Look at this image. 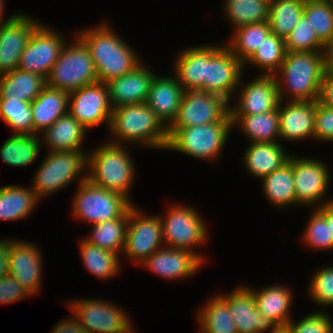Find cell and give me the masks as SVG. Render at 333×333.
<instances>
[{
    "instance_id": "41",
    "label": "cell",
    "mask_w": 333,
    "mask_h": 333,
    "mask_svg": "<svg viewBox=\"0 0 333 333\" xmlns=\"http://www.w3.org/2000/svg\"><path fill=\"white\" fill-rule=\"evenodd\" d=\"M286 53L285 39L270 32L244 66L257 67L259 75H274L282 65Z\"/></svg>"
},
{
    "instance_id": "56",
    "label": "cell",
    "mask_w": 333,
    "mask_h": 333,
    "mask_svg": "<svg viewBox=\"0 0 333 333\" xmlns=\"http://www.w3.org/2000/svg\"><path fill=\"white\" fill-rule=\"evenodd\" d=\"M275 333H287L286 330L284 328H280L277 332Z\"/></svg>"
},
{
    "instance_id": "42",
    "label": "cell",
    "mask_w": 333,
    "mask_h": 333,
    "mask_svg": "<svg viewBox=\"0 0 333 333\" xmlns=\"http://www.w3.org/2000/svg\"><path fill=\"white\" fill-rule=\"evenodd\" d=\"M31 103L0 98V119L11 127L14 134H34Z\"/></svg>"
},
{
    "instance_id": "50",
    "label": "cell",
    "mask_w": 333,
    "mask_h": 333,
    "mask_svg": "<svg viewBox=\"0 0 333 333\" xmlns=\"http://www.w3.org/2000/svg\"><path fill=\"white\" fill-rule=\"evenodd\" d=\"M318 102L333 107V73L325 72L320 86Z\"/></svg>"
},
{
    "instance_id": "48",
    "label": "cell",
    "mask_w": 333,
    "mask_h": 333,
    "mask_svg": "<svg viewBox=\"0 0 333 333\" xmlns=\"http://www.w3.org/2000/svg\"><path fill=\"white\" fill-rule=\"evenodd\" d=\"M314 139L333 142V107L316 101Z\"/></svg>"
},
{
    "instance_id": "31",
    "label": "cell",
    "mask_w": 333,
    "mask_h": 333,
    "mask_svg": "<svg viewBox=\"0 0 333 333\" xmlns=\"http://www.w3.org/2000/svg\"><path fill=\"white\" fill-rule=\"evenodd\" d=\"M38 203H41L40 199L30 186L0 187V221L26 220Z\"/></svg>"
},
{
    "instance_id": "45",
    "label": "cell",
    "mask_w": 333,
    "mask_h": 333,
    "mask_svg": "<svg viewBox=\"0 0 333 333\" xmlns=\"http://www.w3.org/2000/svg\"><path fill=\"white\" fill-rule=\"evenodd\" d=\"M287 52L323 51L324 44L318 39L309 20L302 15L298 24L285 38Z\"/></svg>"
},
{
    "instance_id": "53",
    "label": "cell",
    "mask_w": 333,
    "mask_h": 333,
    "mask_svg": "<svg viewBox=\"0 0 333 333\" xmlns=\"http://www.w3.org/2000/svg\"><path fill=\"white\" fill-rule=\"evenodd\" d=\"M323 55L325 72L333 73V39L324 45Z\"/></svg>"
},
{
    "instance_id": "20",
    "label": "cell",
    "mask_w": 333,
    "mask_h": 333,
    "mask_svg": "<svg viewBox=\"0 0 333 333\" xmlns=\"http://www.w3.org/2000/svg\"><path fill=\"white\" fill-rule=\"evenodd\" d=\"M40 23L28 14L17 12L9 21L0 24V75L17 69L20 56Z\"/></svg>"
},
{
    "instance_id": "5",
    "label": "cell",
    "mask_w": 333,
    "mask_h": 333,
    "mask_svg": "<svg viewBox=\"0 0 333 333\" xmlns=\"http://www.w3.org/2000/svg\"><path fill=\"white\" fill-rule=\"evenodd\" d=\"M233 130L232 121L191 127H168L166 150L180 152L203 161L217 160Z\"/></svg>"
},
{
    "instance_id": "33",
    "label": "cell",
    "mask_w": 333,
    "mask_h": 333,
    "mask_svg": "<svg viewBox=\"0 0 333 333\" xmlns=\"http://www.w3.org/2000/svg\"><path fill=\"white\" fill-rule=\"evenodd\" d=\"M46 86V79L38 74L14 69L0 75V98L32 103Z\"/></svg>"
},
{
    "instance_id": "46",
    "label": "cell",
    "mask_w": 333,
    "mask_h": 333,
    "mask_svg": "<svg viewBox=\"0 0 333 333\" xmlns=\"http://www.w3.org/2000/svg\"><path fill=\"white\" fill-rule=\"evenodd\" d=\"M314 272L308 283L309 298L322 308L333 307V266H322Z\"/></svg>"
},
{
    "instance_id": "54",
    "label": "cell",
    "mask_w": 333,
    "mask_h": 333,
    "mask_svg": "<svg viewBox=\"0 0 333 333\" xmlns=\"http://www.w3.org/2000/svg\"><path fill=\"white\" fill-rule=\"evenodd\" d=\"M316 209L326 218L327 224L330 226V231L333 236V201Z\"/></svg>"
},
{
    "instance_id": "27",
    "label": "cell",
    "mask_w": 333,
    "mask_h": 333,
    "mask_svg": "<svg viewBox=\"0 0 333 333\" xmlns=\"http://www.w3.org/2000/svg\"><path fill=\"white\" fill-rule=\"evenodd\" d=\"M87 129L69 112L57 119L40 134L41 141L47 146V152L85 151L82 149Z\"/></svg>"
},
{
    "instance_id": "13",
    "label": "cell",
    "mask_w": 333,
    "mask_h": 333,
    "mask_svg": "<svg viewBox=\"0 0 333 333\" xmlns=\"http://www.w3.org/2000/svg\"><path fill=\"white\" fill-rule=\"evenodd\" d=\"M245 68L225 43L207 44V79L204 80L203 91L218 94L230 102Z\"/></svg>"
},
{
    "instance_id": "16",
    "label": "cell",
    "mask_w": 333,
    "mask_h": 333,
    "mask_svg": "<svg viewBox=\"0 0 333 333\" xmlns=\"http://www.w3.org/2000/svg\"><path fill=\"white\" fill-rule=\"evenodd\" d=\"M113 107L106 83L95 82L69 93L68 112L87 130L110 126Z\"/></svg>"
},
{
    "instance_id": "2",
    "label": "cell",
    "mask_w": 333,
    "mask_h": 333,
    "mask_svg": "<svg viewBox=\"0 0 333 333\" xmlns=\"http://www.w3.org/2000/svg\"><path fill=\"white\" fill-rule=\"evenodd\" d=\"M108 130L111 135L110 143H134L151 150H166L168 145V128L146 103L114 108Z\"/></svg>"
},
{
    "instance_id": "34",
    "label": "cell",
    "mask_w": 333,
    "mask_h": 333,
    "mask_svg": "<svg viewBox=\"0 0 333 333\" xmlns=\"http://www.w3.org/2000/svg\"><path fill=\"white\" fill-rule=\"evenodd\" d=\"M42 146L39 134H13L0 147V160L11 167H26L35 162Z\"/></svg>"
},
{
    "instance_id": "8",
    "label": "cell",
    "mask_w": 333,
    "mask_h": 333,
    "mask_svg": "<svg viewBox=\"0 0 333 333\" xmlns=\"http://www.w3.org/2000/svg\"><path fill=\"white\" fill-rule=\"evenodd\" d=\"M66 41L58 60L46 79V85L68 93L98 81L94 61L84 42L76 35Z\"/></svg>"
},
{
    "instance_id": "40",
    "label": "cell",
    "mask_w": 333,
    "mask_h": 333,
    "mask_svg": "<svg viewBox=\"0 0 333 333\" xmlns=\"http://www.w3.org/2000/svg\"><path fill=\"white\" fill-rule=\"evenodd\" d=\"M306 0H270L269 26L271 32L285 39L303 15Z\"/></svg>"
},
{
    "instance_id": "38",
    "label": "cell",
    "mask_w": 333,
    "mask_h": 333,
    "mask_svg": "<svg viewBox=\"0 0 333 333\" xmlns=\"http://www.w3.org/2000/svg\"><path fill=\"white\" fill-rule=\"evenodd\" d=\"M224 17L234 30L258 22H268L270 0H223Z\"/></svg>"
},
{
    "instance_id": "43",
    "label": "cell",
    "mask_w": 333,
    "mask_h": 333,
    "mask_svg": "<svg viewBox=\"0 0 333 333\" xmlns=\"http://www.w3.org/2000/svg\"><path fill=\"white\" fill-rule=\"evenodd\" d=\"M303 15L324 45L333 39V5L329 0H306Z\"/></svg>"
},
{
    "instance_id": "55",
    "label": "cell",
    "mask_w": 333,
    "mask_h": 333,
    "mask_svg": "<svg viewBox=\"0 0 333 333\" xmlns=\"http://www.w3.org/2000/svg\"><path fill=\"white\" fill-rule=\"evenodd\" d=\"M4 6H5L4 0H0V24L9 21L15 15V14H11V16L6 18L5 21H4V19H3V16L5 15V14H3L4 13L3 10L5 8Z\"/></svg>"
},
{
    "instance_id": "39",
    "label": "cell",
    "mask_w": 333,
    "mask_h": 333,
    "mask_svg": "<svg viewBox=\"0 0 333 333\" xmlns=\"http://www.w3.org/2000/svg\"><path fill=\"white\" fill-rule=\"evenodd\" d=\"M271 32L268 22L252 23L232 31L230 40L225 45L245 64Z\"/></svg>"
},
{
    "instance_id": "7",
    "label": "cell",
    "mask_w": 333,
    "mask_h": 333,
    "mask_svg": "<svg viewBox=\"0 0 333 333\" xmlns=\"http://www.w3.org/2000/svg\"><path fill=\"white\" fill-rule=\"evenodd\" d=\"M168 208L163 216L158 214L162 222L164 247L188 250L205 264L206 257L199 253L197 247H202L208 241L206 222L194 207L176 203Z\"/></svg>"
},
{
    "instance_id": "15",
    "label": "cell",
    "mask_w": 333,
    "mask_h": 333,
    "mask_svg": "<svg viewBox=\"0 0 333 333\" xmlns=\"http://www.w3.org/2000/svg\"><path fill=\"white\" fill-rule=\"evenodd\" d=\"M230 102L224 97L201 90H187L174 122L169 127H191L203 124L232 121Z\"/></svg>"
},
{
    "instance_id": "11",
    "label": "cell",
    "mask_w": 333,
    "mask_h": 333,
    "mask_svg": "<svg viewBox=\"0 0 333 333\" xmlns=\"http://www.w3.org/2000/svg\"><path fill=\"white\" fill-rule=\"evenodd\" d=\"M65 304L88 333H131L134 330L131 316L111 301L86 298Z\"/></svg>"
},
{
    "instance_id": "1",
    "label": "cell",
    "mask_w": 333,
    "mask_h": 333,
    "mask_svg": "<svg viewBox=\"0 0 333 333\" xmlns=\"http://www.w3.org/2000/svg\"><path fill=\"white\" fill-rule=\"evenodd\" d=\"M104 22L78 30L77 35L90 51L98 82L107 83L133 71L143 61L137 52Z\"/></svg>"
},
{
    "instance_id": "51",
    "label": "cell",
    "mask_w": 333,
    "mask_h": 333,
    "mask_svg": "<svg viewBox=\"0 0 333 333\" xmlns=\"http://www.w3.org/2000/svg\"><path fill=\"white\" fill-rule=\"evenodd\" d=\"M50 333H88L73 315L58 322Z\"/></svg>"
},
{
    "instance_id": "4",
    "label": "cell",
    "mask_w": 333,
    "mask_h": 333,
    "mask_svg": "<svg viewBox=\"0 0 333 333\" xmlns=\"http://www.w3.org/2000/svg\"><path fill=\"white\" fill-rule=\"evenodd\" d=\"M128 146L105 142L87 153V179L96 186L120 193L132 204L130 189L136 178Z\"/></svg>"
},
{
    "instance_id": "35",
    "label": "cell",
    "mask_w": 333,
    "mask_h": 333,
    "mask_svg": "<svg viewBox=\"0 0 333 333\" xmlns=\"http://www.w3.org/2000/svg\"><path fill=\"white\" fill-rule=\"evenodd\" d=\"M198 309L199 333H237L228 304L217 294Z\"/></svg>"
},
{
    "instance_id": "12",
    "label": "cell",
    "mask_w": 333,
    "mask_h": 333,
    "mask_svg": "<svg viewBox=\"0 0 333 333\" xmlns=\"http://www.w3.org/2000/svg\"><path fill=\"white\" fill-rule=\"evenodd\" d=\"M137 205L130 207L124 250L130 262L141 264L164 246L162 222L159 215L144 214Z\"/></svg>"
},
{
    "instance_id": "37",
    "label": "cell",
    "mask_w": 333,
    "mask_h": 333,
    "mask_svg": "<svg viewBox=\"0 0 333 333\" xmlns=\"http://www.w3.org/2000/svg\"><path fill=\"white\" fill-rule=\"evenodd\" d=\"M130 208L119 218L91 225V233L83 238L89 243L120 256L124 250Z\"/></svg>"
},
{
    "instance_id": "25",
    "label": "cell",
    "mask_w": 333,
    "mask_h": 333,
    "mask_svg": "<svg viewBox=\"0 0 333 333\" xmlns=\"http://www.w3.org/2000/svg\"><path fill=\"white\" fill-rule=\"evenodd\" d=\"M283 142L249 143L243 153V165L246 172L258 179L271 174L285 164L289 156Z\"/></svg>"
},
{
    "instance_id": "18",
    "label": "cell",
    "mask_w": 333,
    "mask_h": 333,
    "mask_svg": "<svg viewBox=\"0 0 333 333\" xmlns=\"http://www.w3.org/2000/svg\"><path fill=\"white\" fill-rule=\"evenodd\" d=\"M229 306L237 333H275L280 327L256 307L252 290L238 285L229 293H217Z\"/></svg>"
},
{
    "instance_id": "44",
    "label": "cell",
    "mask_w": 333,
    "mask_h": 333,
    "mask_svg": "<svg viewBox=\"0 0 333 333\" xmlns=\"http://www.w3.org/2000/svg\"><path fill=\"white\" fill-rule=\"evenodd\" d=\"M310 218L302 232V242L309 249L333 250V236L326 218L316 209H312Z\"/></svg>"
},
{
    "instance_id": "10",
    "label": "cell",
    "mask_w": 333,
    "mask_h": 333,
    "mask_svg": "<svg viewBox=\"0 0 333 333\" xmlns=\"http://www.w3.org/2000/svg\"><path fill=\"white\" fill-rule=\"evenodd\" d=\"M324 162L320 158L293 154L296 206L313 209L333 201V198H327L331 172Z\"/></svg>"
},
{
    "instance_id": "22",
    "label": "cell",
    "mask_w": 333,
    "mask_h": 333,
    "mask_svg": "<svg viewBox=\"0 0 333 333\" xmlns=\"http://www.w3.org/2000/svg\"><path fill=\"white\" fill-rule=\"evenodd\" d=\"M316 101H285L278 105L280 142L314 139Z\"/></svg>"
},
{
    "instance_id": "36",
    "label": "cell",
    "mask_w": 333,
    "mask_h": 333,
    "mask_svg": "<svg viewBox=\"0 0 333 333\" xmlns=\"http://www.w3.org/2000/svg\"><path fill=\"white\" fill-rule=\"evenodd\" d=\"M78 242L82 264L88 272L101 280H110L119 274L122 259L118 253L101 249L84 238Z\"/></svg>"
},
{
    "instance_id": "32",
    "label": "cell",
    "mask_w": 333,
    "mask_h": 333,
    "mask_svg": "<svg viewBox=\"0 0 333 333\" xmlns=\"http://www.w3.org/2000/svg\"><path fill=\"white\" fill-rule=\"evenodd\" d=\"M233 129L237 126L250 143L279 142L280 125L278 108L253 115H230Z\"/></svg>"
},
{
    "instance_id": "52",
    "label": "cell",
    "mask_w": 333,
    "mask_h": 333,
    "mask_svg": "<svg viewBox=\"0 0 333 333\" xmlns=\"http://www.w3.org/2000/svg\"><path fill=\"white\" fill-rule=\"evenodd\" d=\"M9 239H0V278L8 273Z\"/></svg>"
},
{
    "instance_id": "29",
    "label": "cell",
    "mask_w": 333,
    "mask_h": 333,
    "mask_svg": "<svg viewBox=\"0 0 333 333\" xmlns=\"http://www.w3.org/2000/svg\"><path fill=\"white\" fill-rule=\"evenodd\" d=\"M69 93L45 86L31 103L34 134H42L57 119L68 112Z\"/></svg>"
},
{
    "instance_id": "24",
    "label": "cell",
    "mask_w": 333,
    "mask_h": 333,
    "mask_svg": "<svg viewBox=\"0 0 333 333\" xmlns=\"http://www.w3.org/2000/svg\"><path fill=\"white\" fill-rule=\"evenodd\" d=\"M185 89L172 74L156 75L152 81L146 104L168 128L175 120Z\"/></svg>"
},
{
    "instance_id": "9",
    "label": "cell",
    "mask_w": 333,
    "mask_h": 333,
    "mask_svg": "<svg viewBox=\"0 0 333 333\" xmlns=\"http://www.w3.org/2000/svg\"><path fill=\"white\" fill-rule=\"evenodd\" d=\"M77 187L72 214L91 225L119 218L133 205L120 193L96 186L88 179Z\"/></svg>"
},
{
    "instance_id": "19",
    "label": "cell",
    "mask_w": 333,
    "mask_h": 333,
    "mask_svg": "<svg viewBox=\"0 0 333 333\" xmlns=\"http://www.w3.org/2000/svg\"><path fill=\"white\" fill-rule=\"evenodd\" d=\"M37 245L9 239L8 273L32 296L42 289V251Z\"/></svg>"
},
{
    "instance_id": "21",
    "label": "cell",
    "mask_w": 333,
    "mask_h": 333,
    "mask_svg": "<svg viewBox=\"0 0 333 333\" xmlns=\"http://www.w3.org/2000/svg\"><path fill=\"white\" fill-rule=\"evenodd\" d=\"M202 265L205 264L194 253L164 246L139 264L168 281L190 279Z\"/></svg>"
},
{
    "instance_id": "47",
    "label": "cell",
    "mask_w": 333,
    "mask_h": 333,
    "mask_svg": "<svg viewBox=\"0 0 333 333\" xmlns=\"http://www.w3.org/2000/svg\"><path fill=\"white\" fill-rule=\"evenodd\" d=\"M320 311L315 310L298 321L291 320L284 329L287 333H333L331 316L326 311Z\"/></svg>"
},
{
    "instance_id": "26",
    "label": "cell",
    "mask_w": 333,
    "mask_h": 333,
    "mask_svg": "<svg viewBox=\"0 0 333 333\" xmlns=\"http://www.w3.org/2000/svg\"><path fill=\"white\" fill-rule=\"evenodd\" d=\"M185 48L175 56L173 75L185 91H203L207 79V44Z\"/></svg>"
},
{
    "instance_id": "30",
    "label": "cell",
    "mask_w": 333,
    "mask_h": 333,
    "mask_svg": "<svg viewBox=\"0 0 333 333\" xmlns=\"http://www.w3.org/2000/svg\"><path fill=\"white\" fill-rule=\"evenodd\" d=\"M260 181L264 197L273 206L278 209L296 206L293 154L289 156L285 164Z\"/></svg>"
},
{
    "instance_id": "28",
    "label": "cell",
    "mask_w": 333,
    "mask_h": 333,
    "mask_svg": "<svg viewBox=\"0 0 333 333\" xmlns=\"http://www.w3.org/2000/svg\"><path fill=\"white\" fill-rule=\"evenodd\" d=\"M248 287L252 290L257 309L280 328H284L293 319L290 312L294 299L291 287L280 284L261 289Z\"/></svg>"
},
{
    "instance_id": "14",
    "label": "cell",
    "mask_w": 333,
    "mask_h": 333,
    "mask_svg": "<svg viewBox=\"0 0 333 333\" xmlns=\"http://www.w3.org/2000/svg\"><path fill=\"white\" fill-rule=\"evenodd\" d=\"M48 26L40 23L35 28L20 56L18 70L47 79L67 40L59 31Z\"/></svg>"
},
{
    "instance_id": "6",
    "label": "cell",
    "mask_w": 333,
    "mask_h": 333,
    "mask_svg": "<svg viewBox=\"0 0 333 333\" xmlns=\"http://www.w3.org/2000/svg\"><path fill=\"white\" fill-rule=\"evenodd\" d=\"M87 151H59L48 152L43 161L35 170L32 180V189L37 197L42 198L60 192L69 184L75 182L78 185L87 179ZM83 172V173H82ZM85 172V174H84ZM80 177V178H79Z\"/></svg>"
},
{
    "instance_id": "23",
    "label": "cell",
    "mask_w": 333,
    "mask_h": 333,
    "mask_svg": "<svg viewBox=\"0 0 333 333\" xmlns=\"http://www.w3.org/2000/svg\"><path fill=\"white\" fill-rule=\"evenodd\" d=\"M144 63L139 64L133 71L106 83L113 109L126 104L146 103L156 74Z\"/></svg>"
},
{
    "instance_id": "17",
    "label": "cell",
    "mask_w": 333,
    "mask_h": 333,
    "mask_svg": "<svg viewBox=\"0 0 333 333\" xmlns=\"http://www.w3.org/2000/svg\"><path fill=\"white\" fill-rule=\"evenodd\" d=\"M253 78L245 84L241 77L236 91L238 95L235 94L237 99L234 98L236 103L230 101V115L261 114L278 108L280 97L274 75H257Z\"/></svg>"
},
{
    "instance_id": "3",
    "label": "cell",
    "mask_w": 333,
    "mask_h": 333,
    "mask_svg": "<svg viewBox=\"0 0 333 333\" xmlns=\"http://www.w3.org/2000/svg\"><path fill=\"white\" fill-rule=\"evenodd\" d=\"M324 74L323 51L287 52L274 74L280 100L318 101Z\"/></svg>"
},
{
    "instance_id": "49",
    "label": "cell",
    "mask_w": 333,
    "mask_h": 333,
    "mask_svg": "<svg viewBox=\"0 0 333 333\" xmlns=\"http://www.w3.org/2000/svg\"><path fill=\"white\" fill-rule=\"evenodd\" d=\"M32 297V295L25 290L16 279L7 273L4 277L0 278V305L15 303L19 300Z\"/></svg>"
}]
</instances>
